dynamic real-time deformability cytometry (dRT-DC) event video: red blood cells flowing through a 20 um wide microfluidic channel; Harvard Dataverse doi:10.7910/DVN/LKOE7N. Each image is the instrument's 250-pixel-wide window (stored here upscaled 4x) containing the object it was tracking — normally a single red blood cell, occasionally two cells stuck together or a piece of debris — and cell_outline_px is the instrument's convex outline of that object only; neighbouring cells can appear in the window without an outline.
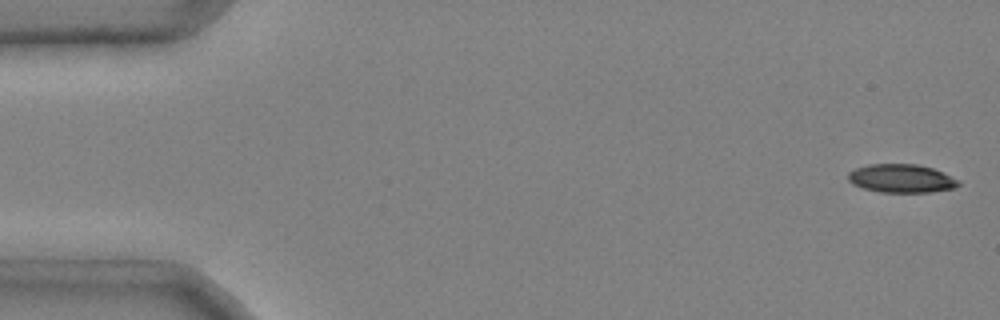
{"species": "common noctule bat (a hibernating species)", "species_latin": "Nyctalus noctula", "temperature_condition": "cold", "stored_images_in_passage": 47, "camera_frame_rate_fps": 3000, "um_per_image_px": 0.085, "animal": {"sex": "male", "body_mass_g": 20.4}, "frame": {"image": 1, "passage_image": 1, "time_ms": 0.0, "image_size_px": [1000, 320], "cell_outline_px": [[960, 184], [956, 188], [932, 192], [880, 192], [864, 188], [852, 184], [848, 180], [848, 172], [856, 168], [868, 164], [916, 164], [932, 168], [960, 180]], "centroid_in_image_um": [76.62, 15.17], "position_along_channel_um": 8.4, "area_um2": 18.32}}
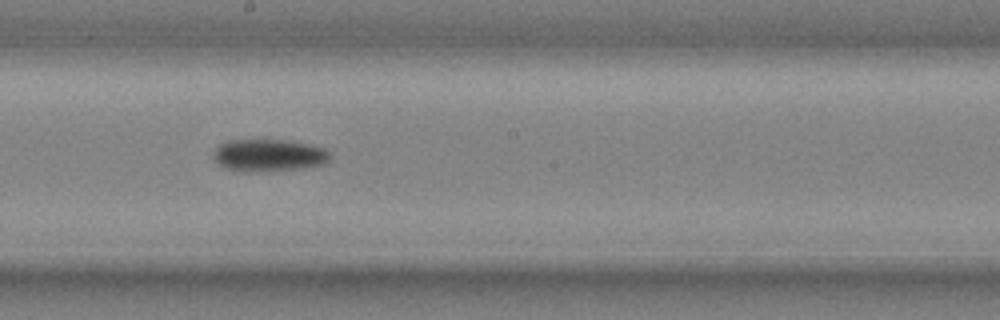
{"frame": {"image": 2, "passage_image": 27, "time_ms": 8.667, "image_size_px": [1000, 320], "cell_outline_px": [[328, 160], [324, 164], [304, 168], [272, 172], [244, 172], [224, 168], [212, 156], [216, 148], [220, 144], [228, 140], [288, 140], [308, 144], [324, 148], [328, 152]], "centroid_in_image_um": [22.83, 13.22], "position_along_channel_um": 225.4, "area_um2": 22.14}}
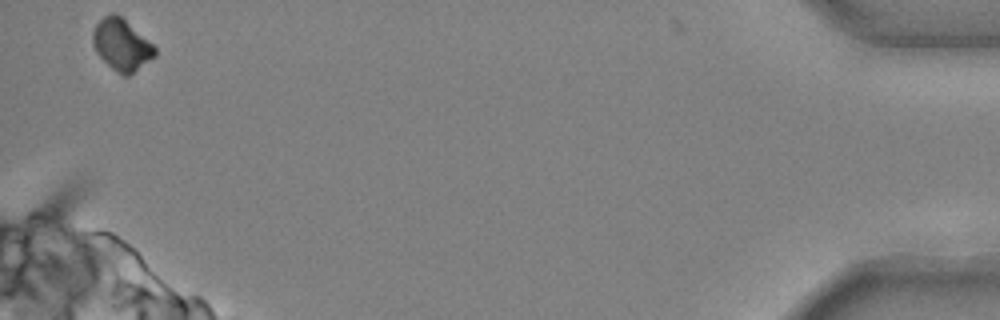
{"frame": {"image": 3, "passage_image": 47, "time_ms": 15.333, "image_size_px": [1000, 320], "cell_outline_px": [[156, 56], [128, 76], [124, 76], [116, 72], [96, 52], [92, 44], [92, 32], [96, 24], [104, 16], [112, 12], [120, 16], [152, 44], [156, 48]], "centroid_in_image_um": [10.32, 3.82], "position_along_channel_um": 424.9, "area_um2": 18.32}, "authors_computed_cell_mechanics": {"area_um2": 20.6346, "velocity_mm_per_s": 3.9986, "shape_relaxation_time_tau1_ms": 3.2524, "shape_relaxation_time_tau2_ms": null, "deformation_change_tau1": 0.15, "deformation_change_tau2": null}}